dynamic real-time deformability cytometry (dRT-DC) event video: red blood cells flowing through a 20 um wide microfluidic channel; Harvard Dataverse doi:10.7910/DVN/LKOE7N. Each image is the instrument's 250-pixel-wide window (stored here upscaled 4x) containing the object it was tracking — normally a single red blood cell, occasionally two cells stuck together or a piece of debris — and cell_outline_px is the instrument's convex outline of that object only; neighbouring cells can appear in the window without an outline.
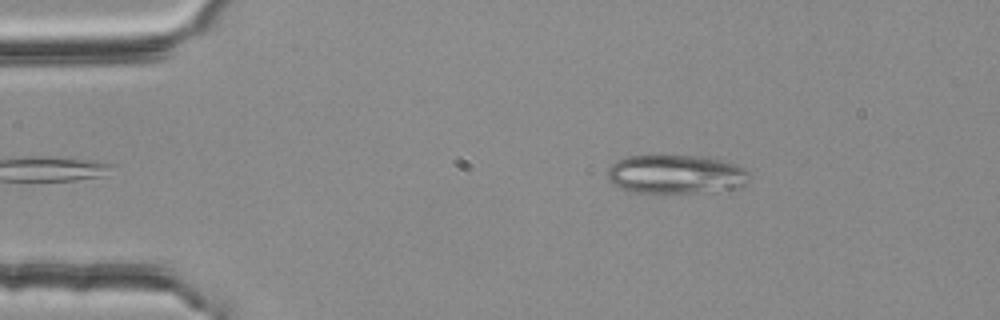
{"species": "common noctule bat (a hibernating species)", "species_latin": "Nyctalus noctula", "temperature_condition": "room temperature", "stored_images_in_passage": 39, "camera_frame_rate_fps": 3000, "um_per_image_px": 0.085, "animal": {"sex": "female", "body_mass_g": 25.1}, "frame": {"image": 1, "passage_image": 2, "time_ms": 0.333, "image_size_px": [1000, 320], "cell_outline_px": [[752, 176], [736, 188], [696, 192], [632, 192], [620, 188], [608, 180], [608, 172], [612, 164], [616, 160], [628, 156], [652, 152], [660, 152], [708, 156], [736, 164], [744, 168]], "centroid_in_image_um": [57.4, 14.73], "position_along_channel_um": 27.6, "area_um2": 33.12}}
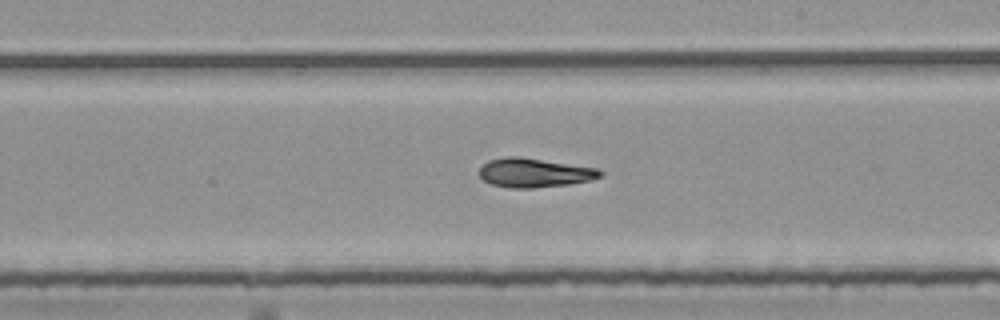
{"frame": {"image": 2, "passage_image": 24, "time_ms": 7.667, "image_size_px": [1000, 320], "cell_outline_px": [[604, 176], [592, 180], [568, 184], [532, 188], [512, 188], [492, 184], [484, 180], [480, 176], [480, 168], [488, 160], [508, 156], [516, 156], [596, 168], [604, 172]], "centroid_in_image_um": [45.44, 14.69], "position_along_channel_um": 243.6, "area_um2": 20.29}}
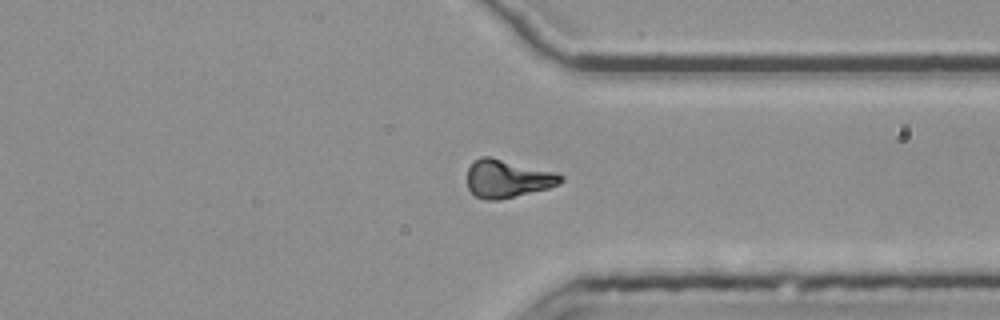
{"frame": {"image": 3, "passage_image": 34, "time_ms": 11.0, "image_size_px": [1000, 320], "cell_outline_px": [[564, 180], [560, 184], [548, 188], [500, 200], [484, 200], [476, 196], [468, 188], [468, 168], [472, 160], [480, 156], [488, 156], [556, 172], [564, 176]], "centroid_in_image_um": [43.14, 15.18], "position_along_channel_um": 368.3, "area_um2": 20.81}, "authors_computed_cell_mechanics": {"area_um2": 20.2878, "velocity_mm_per_s": 3.7797, "shape_relaxation_time_tau1_ms": 6.4166, "shape_relaxation_time_tau2_ms": 3.7918, "deformation_change_tau1": 0.1978, "deformation_change_tau2": 0.1074}}